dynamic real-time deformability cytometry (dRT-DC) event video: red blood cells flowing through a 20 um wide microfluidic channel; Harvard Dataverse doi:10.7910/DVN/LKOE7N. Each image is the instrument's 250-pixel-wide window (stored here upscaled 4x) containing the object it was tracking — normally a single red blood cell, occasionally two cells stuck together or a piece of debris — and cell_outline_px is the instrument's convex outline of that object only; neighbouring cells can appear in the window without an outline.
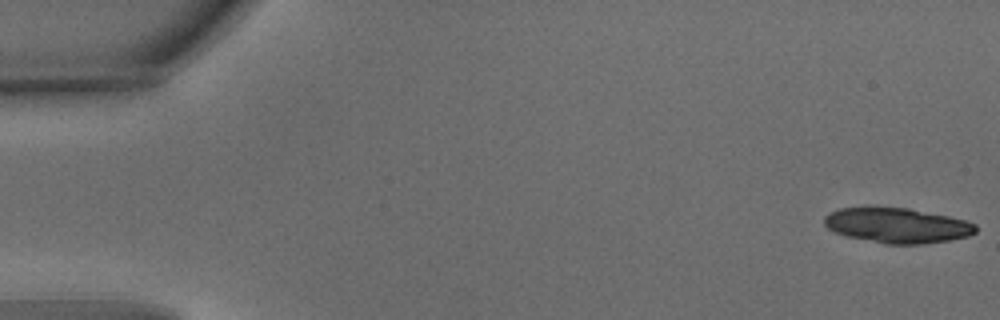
{"species": "common noctule bat (a hibernating species)", "species_latin": "Nyctalus noctula", "temperature_condition": "warm", "stored_images_in_passage": 26, "camera_frame_rate_fps": 3000, "um_per_image_px": 0.085, "animal": {"sex": "male", "body_mass_g": 15.6}, "frame": {"image": 1, "passage_image": 1, "time_ms": 0.0, "image_size_px": [1000, 320], "cell_outline_px": [[976, 232], [968, 236], [948, 240], [924, 244], [884, 244], [848, 236], [836, 232], [828, 228], [824, 224], [824, 216], [828, 212], [840, 208], [864, 204], [876, 204], [908, 208], [948, 216], [964, 220], [976, 224]], "centroid_in_image_um": [76.18, 19.11], "position_along_channel_um": 8.8, "area_um2": 31.79}}
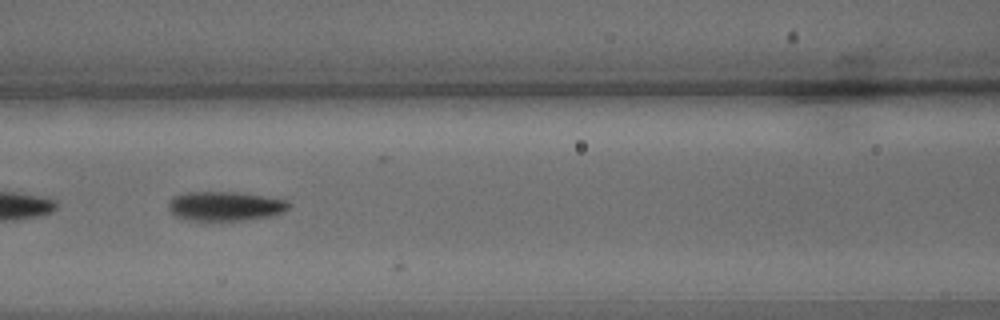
{"frame": {"image": 2, "passage_image": 24, "time_ms": 7.667, "image_size_px": [1000, 320], "cell_outline_px": [[292, 204], [288, 208], [280, 212], [268, 216], [240, 220], [188, 220], [176, 216], [168, 208], [168, 204], [172, 196], [184, 192], [236, 192], [264, 196], [288, 200]], "centroid_in_image_um": [19.1, 17.5], "position_along_channel_um": 147.5, "area_um2": 20.4}}